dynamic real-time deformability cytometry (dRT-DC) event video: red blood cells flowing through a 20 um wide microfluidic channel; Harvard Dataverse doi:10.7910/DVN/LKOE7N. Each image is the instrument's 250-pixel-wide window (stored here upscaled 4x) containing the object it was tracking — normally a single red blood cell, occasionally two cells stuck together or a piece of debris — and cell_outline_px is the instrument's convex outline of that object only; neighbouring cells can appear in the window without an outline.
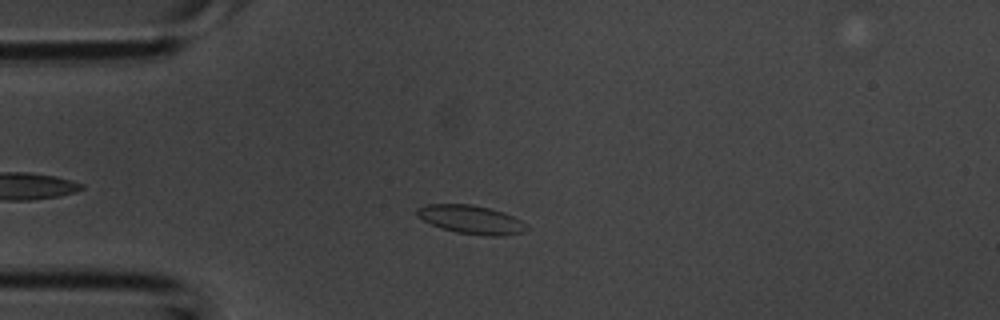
{"species": "common noctule bat (a hibernating species)", "species_latin": "Nyctalus noctula", "temperature_condition": "room temperature", "stored_images_in_passage": 33, "camera_frame_rate_fps": 3000, "um_per_image_px": 0.085, "animal": {"sex": "male", "body_mass_g": 20.1, "forearm_length_mm": 53.5}, "frame": {"image": 1, "passage_image": 8, "time_ms": 2.333, "image_size_px": [1000, 320], "cell_outline_px": [[528, 228], [524, 232], [500, 236], [488, 236], [456, 232], [440, 228], [416, 216], [416, 208], [424, 204], [472, 204], [504, 212], [528, 224]], "centroid_in_image_um": [40.03, 18.66], "position_along_channel_um": 45.0, "area_um2": 18.32}}
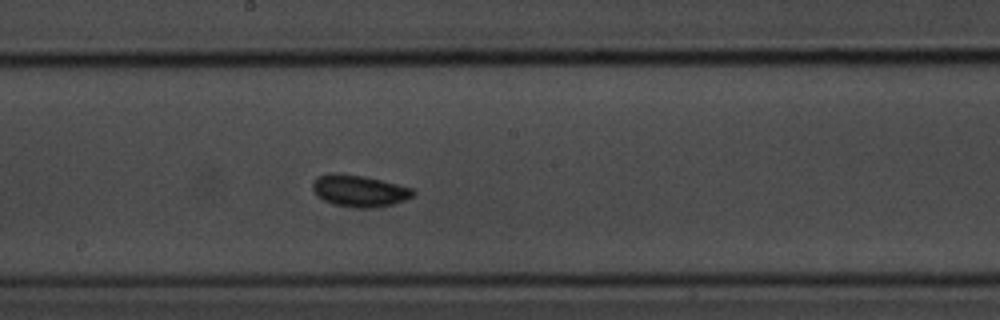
{"frame": {"image": 2, "passage_image": 20, "time_ms": 6.333, "image_size_px": [1000, 320], "cell_outline_px": [[416, 192], [412, 196], [404, 200], [392, 204], [372, 208], [356, 208], [336, 204], [324, 200], [316, 196], [312, 188], [312, 184], [316, 176], [328, 172], [332, 172], [360, 176], [380, 180], [412, 188]], "centroid_in_image_um": [30.49, 16.21], "position_along_channel_um": 217.7, "area_um2": 18.44}}
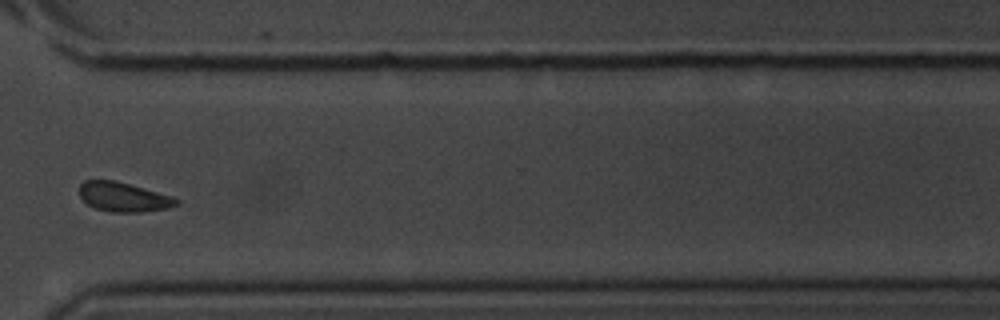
{"frame": {"image": 3, "passage_image": 29, "time_ms": 9.333, "image_size_px": [1000, 320], "cell_outline_px": [[180, 204], [168, 208], [144, 212], [112, 212], [96, 208], [88, 204], [80, 196], [80, 184], [84, 180], [116, 180], [172, 196], [180, 200]], "centroid_in_image_um": [10.53, 16.74], "position_along_channel_um": 360.1, "area_um2": 16.65}}